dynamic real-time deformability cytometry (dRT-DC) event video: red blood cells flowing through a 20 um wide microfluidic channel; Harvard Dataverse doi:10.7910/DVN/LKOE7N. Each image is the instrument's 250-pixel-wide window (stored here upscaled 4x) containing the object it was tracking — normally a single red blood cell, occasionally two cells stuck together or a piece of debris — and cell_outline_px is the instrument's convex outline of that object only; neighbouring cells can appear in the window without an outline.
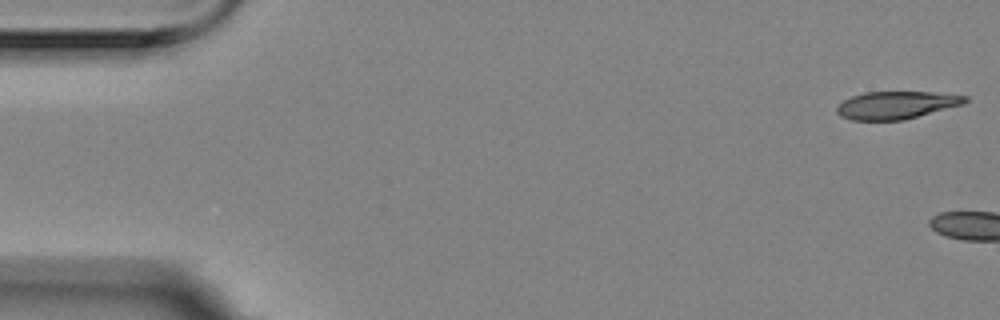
{"species": "Egyptian fruit bat (a non-hibernating species)", "species_latin": "Rousettus aegyptiacus", "temperature_condition": "room temperature", "stored_images_in_passage": 5, "camera_frame_rate_fps": 3000, "um_per_image_px": 0.085, "animal": {"sex": "female"}, "frame": {"image": 1, "passage_image": 1, "time_ms": 0.0, "image_size_px": [1000, 320], "cell_outline_px": [[968, 100], [964, 104], [904, 120], [852, 120], [840, 116], [836, 112], [836, 108], [844, 100], [852, 96], [864, 92], [928, 92], [968, 96]], "centroid_in_image_um": [76.18, 8.94], "position_along_channel_um": 8.8, "area_um2": 20.58}}